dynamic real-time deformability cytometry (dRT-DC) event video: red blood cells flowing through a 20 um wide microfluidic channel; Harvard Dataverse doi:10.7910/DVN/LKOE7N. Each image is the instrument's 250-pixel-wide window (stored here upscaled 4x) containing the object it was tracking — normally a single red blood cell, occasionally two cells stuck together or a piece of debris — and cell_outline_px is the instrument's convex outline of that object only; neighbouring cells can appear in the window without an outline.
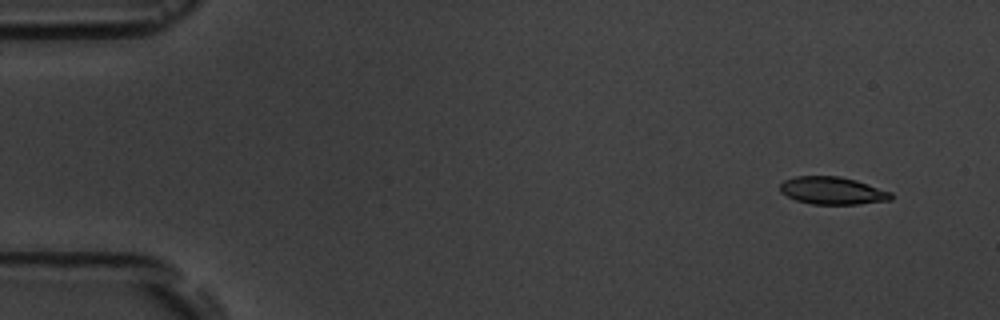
{"species": "common noctule bat (a hibernating species)", "species_latin": "Nyctalus noctula", "temperature_condition": "room temperature", "stored_images_in_passage": 6, "camera_frame_rate_fps": 3000, "um_per_image_px": 0.085, "animal": {"sex": "male", "body_mass_g": 19.5, "forearm_length_mm": 54.6}, "frame": {"image": 1, "passage_image": 1, "time_ms": 0.0, "image_size_px": [1000, 320], "cell_outline_px": [[892, 200], [860, 204], [812, 204], [796, 200], [780, 192], [780, 184], [784, 180], [796, 176], [840, 176], [856, 180], [892, 192]], "centroid_in_image_um": [70.77, 16.2], "position_along_channel_um": 14.2, "area_um2": 17.86}}
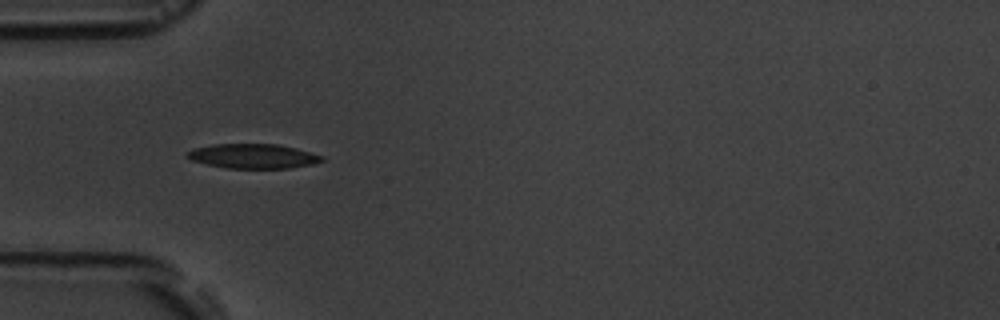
{"frame": {"image": 2, "passage_image": 5, "time_ms": 4.333, "image_size_px": [1000, 320], "cell_outline_px": [[324, 160], [312, 164], [288, 168], [224, 168], [192, 160], [184, 156], [192, 148], [212, 144], [276, 144], [296, 148], [324, 156]], "centroid_in_image_um": [21.49, 13.27], "position_along_channel_um": 63.5, "area_um2": 19.25}}
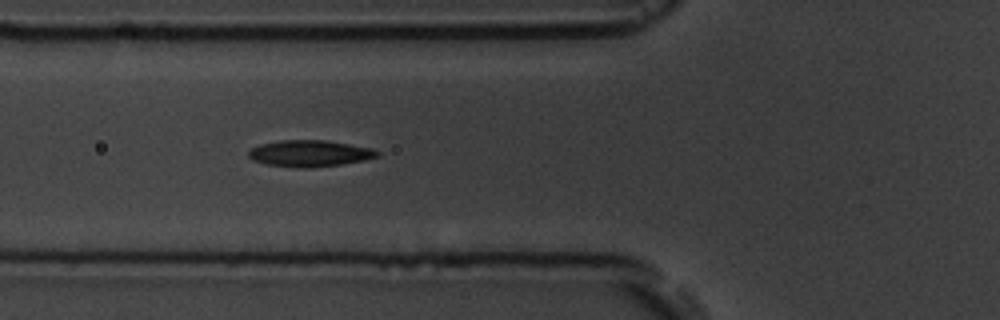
{"frame": {"image": 3, "passage_image": 6, "time_ms": 5.333, "image_size_px": [1000, 320], "cell_outline_px": [[380, 156], [364, 160], [340, 164], [308, 168], [304, 168], [268, 164], [252, 160], [248, 156], [248, 152], [252, 148], [260, 144], [280, 140], [324, 140], [372, 148], [380, 152]], "centroid_in_image_um": [26.33, 13.03], "position_along_channel_um": 99.5, "area_um2": 19.65}}